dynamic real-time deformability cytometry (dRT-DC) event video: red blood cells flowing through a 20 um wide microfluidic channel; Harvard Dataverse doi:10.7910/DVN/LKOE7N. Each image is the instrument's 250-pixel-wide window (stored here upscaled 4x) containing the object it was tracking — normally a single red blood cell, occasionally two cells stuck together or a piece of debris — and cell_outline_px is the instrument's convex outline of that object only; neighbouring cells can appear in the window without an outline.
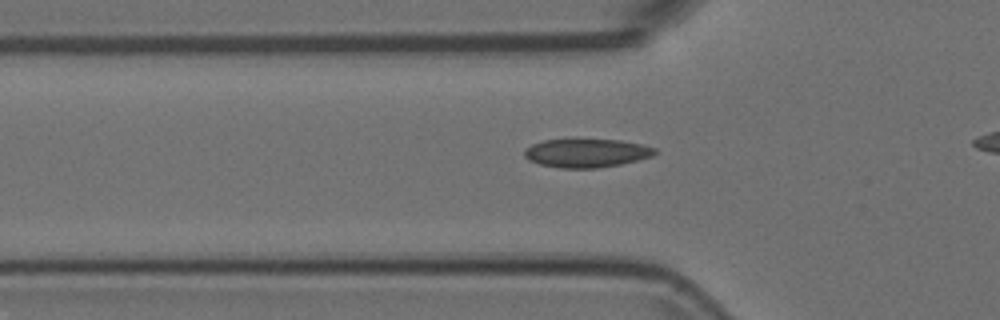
{"species": "Egyptian fruit bat (a non-hibernating species)", "species_latin": "Rousettus aegyptiacus", "temperature_condition": "room temperature", "stored_images_in_passage": 33, "camera_frame_rate_fps": 3000, "um_per_image_px": 0.085, "animal": {"sex": "female"}, "frame": {"image": 1, "passage_image": 6, "time_ms": 1.667, "image_size_px": [1000, 320], "cell_outline_px": [[656, 152], [652, 156], [620, 164], [596, 168], [560, 168], [540, 164], [528, 160], [524, 156], [524, 148], [532, 144], [544, 140], [620, 140], [640, 144], [656, 148]], "centroid_in_image_um": [49.81, 13.01], "position_along_channel_um": 76.0, "area_um2": 21.5}}
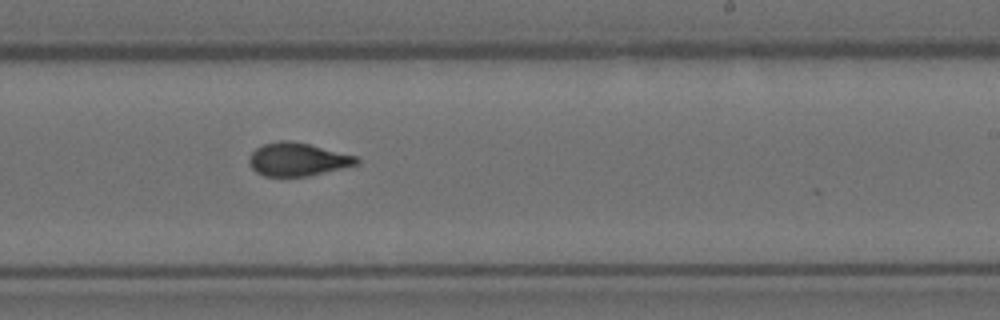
{"frame": {"image": 2, "passage_image": 21, "time_ms": 6.667, "image_size_px": [1000, 320], "cell_outline_px": [[360, 160], [356, 164], [308, 176], [264, 176], [256, 172], [252, 168], [248, 160], [248, 156], [256, 148], [264, 144], [280, 140], [292, 140], [356, 156]], "centroid_in_image_um": [25.24, 13.54], "position_along_channel_um": 263.8, "area_um2": 20.52}}
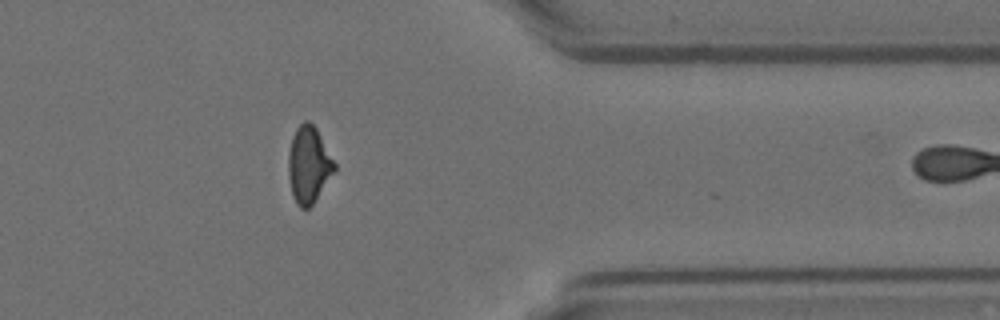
{"frame": {"image": 3, "passage_image": 32, "time_ms": 10.333, "image_size_px": [1000, 320], "cell_outline_px": [[336, 168], [312, 204], [308, 208], [300, 208], [296, 204], [292, 196], [288, 176], [288, 152], [292, 136], [296, 128], [304, 120], [308, 120], [316, 128], [336, 164]], "centroid_in_image_um": [26.21, 13.99], "position_along_channel_um": 385.2, "area_um2": 20.46}}